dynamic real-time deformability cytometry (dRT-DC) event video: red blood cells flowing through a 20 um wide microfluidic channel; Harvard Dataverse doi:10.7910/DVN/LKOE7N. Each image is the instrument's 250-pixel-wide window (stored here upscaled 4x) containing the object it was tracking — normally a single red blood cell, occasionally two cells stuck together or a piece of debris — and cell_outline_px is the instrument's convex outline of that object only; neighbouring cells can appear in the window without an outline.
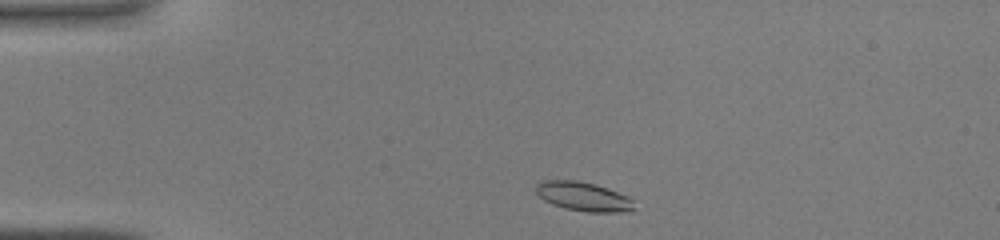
{"species": "common noctule bat (a hibernating species)", "species_latin": "Nyctalus noctula", "temperature_condition": "warm", "stored_images_in_passage": 36, "camera_frame_rate_fps": 3000, "um_per_image_px": 0.085, "animal": {"sex": "male", "body_mass_g": 19.0, "forearm_length_mm": 50.8}, "frame": {"image": 1, "passage_image": 1, "time_ms": 0.0, "image_size_px": [1000, 240], "cell_outline_px": [[632, 212], [588, 212], [564, 208], [552, 204], [544, 200], [536, 192], [536, 184], [540, 180], [576, 180], [596, 184], [608, 188], [628, 196], [632, 200]], "centroid_in_image_um": [49.57, 16.7], "position_along_channel_um": 35.4, "area_um2": 16.7}}
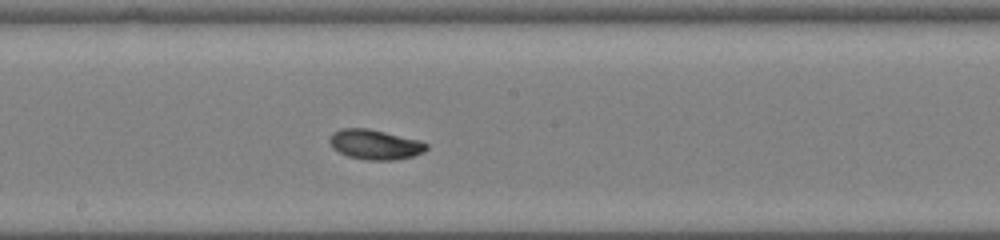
{"frame": {"image": 2, "passage_image": 16, "time_ms": 5.0, "image_size_px": [1000, 240], "cell_outline_px": [[428, 148], [424, 152], [412, 156], [396, 160], [368, 160], [348, 156], [332, 148], [328, 140], [332, 132], [340, 128], [368, 128], [420, 140], [428, 144]], "centroid_in_image_um": [31.86, 12.27], "position_along_channel_um": 216.3, "area_um2": 16.99}}
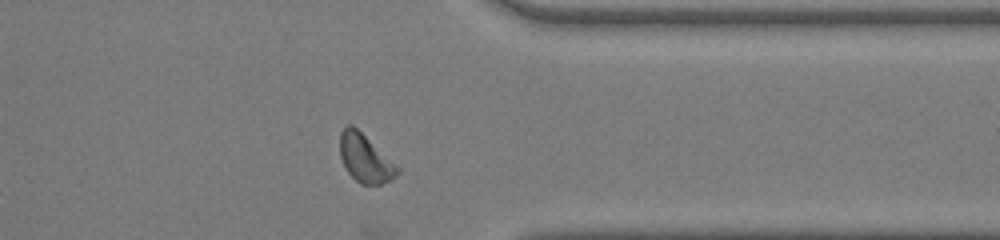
{"frame": {"image": 3, "passage_image": 27, "time_ms": 8.667, "image_size_px": [1000, 240], "cell_outline_px": [[400, 172], [392, 180], [380, 184], [360, 184], [348, 172], [340, 156], [340, 132], [348, 124], [352, 124], [400, 168]], "centroid_in_image_um": [31.04, 13.47], "position_along_channel_um": 380.4, "area_um2": 15.84}}